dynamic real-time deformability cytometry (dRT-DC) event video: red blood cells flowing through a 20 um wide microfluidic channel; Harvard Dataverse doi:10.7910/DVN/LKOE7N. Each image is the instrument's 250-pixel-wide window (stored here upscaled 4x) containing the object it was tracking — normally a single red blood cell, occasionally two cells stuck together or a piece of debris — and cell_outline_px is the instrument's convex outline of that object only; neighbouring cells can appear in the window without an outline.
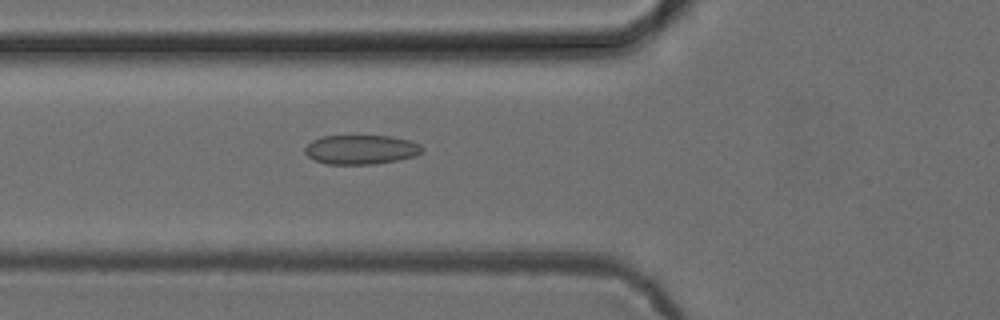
{"species": "common noctule bat (a hibernating species)", "species_latin": "Nyctalus noctula", "temperature_condition": "cold", "stored_images_in_passage": 35, "camera_frame_rate_fps": 3000, "um_per_image_px": 0.085, "animal": {"sex": "female", "body_mass_g": 24.6, "forearm_length_mm": 56.2}, "frame": {"image": 1, "passage_image": 3, "time_ms": 0.667, "image_size_px": [1000, 320], "cell_outline_px": [[424, 152], [416, 156], [376, 164], [328, 164], [316, 160], [308, 156], [304, 152], [304, 148], [312, 140], [320, 136], [388, 136], [412, 140], [420, 144], [424, 148]], "centroid_in_image_um": [30.72, 12.71], "position_along_channel_um": 95.1, "area_um2": 20.17}}
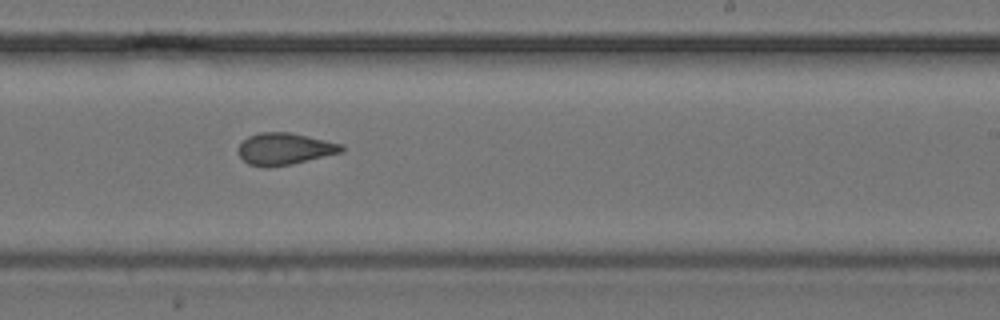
{"frame": {"image": 2, "passage_image": 16, "time_ms": 5.0, "image_size_px": [1000, 320], "cell_outline_px": [[344, 148], [340, 152], [292, 164], [268, 168], [264, 168], [248, 164], [236, 152], [236, 148], [248, 136], [260, 132], [292, 132], [344, 144]], "centroid_in_image_um": [24.15, 12.65], "position_along_channel_um": 264.9, "area_um2": 19.36}}
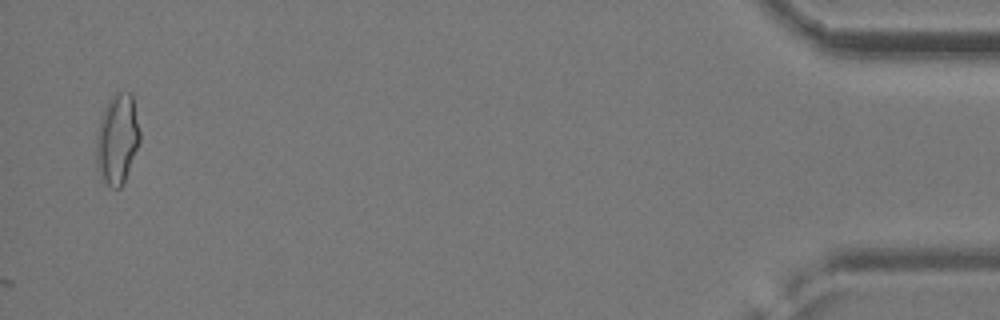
{"frame": {"image": 3, "passage_image": 35, "time_ms": 11.333, "image_size_px": [1000, 320], "cell_outline_px": [[140, 140], [124, 184], [120, 188], [112, 188], [100, 180], [96, 164], [96, 132], [100, 116], [108, 100], [116, 92], [132, 92], [140, 132]], "centroid_in_image_um": [9.95, 11.84], "position_along_channel_um": 425.3, "area_um2": 23.41}, "authors_computed_cell_mechanics": {"area_um2": 19.0162, "velocity_mm_per_s": 3.9147, "shape_relaxation_time_tau1_ms": null, "shape_relaxation_time_tau2_ms": 2.7692, "deformation_change_tau1": null, "deformation_change_tau2": 0.0812}}